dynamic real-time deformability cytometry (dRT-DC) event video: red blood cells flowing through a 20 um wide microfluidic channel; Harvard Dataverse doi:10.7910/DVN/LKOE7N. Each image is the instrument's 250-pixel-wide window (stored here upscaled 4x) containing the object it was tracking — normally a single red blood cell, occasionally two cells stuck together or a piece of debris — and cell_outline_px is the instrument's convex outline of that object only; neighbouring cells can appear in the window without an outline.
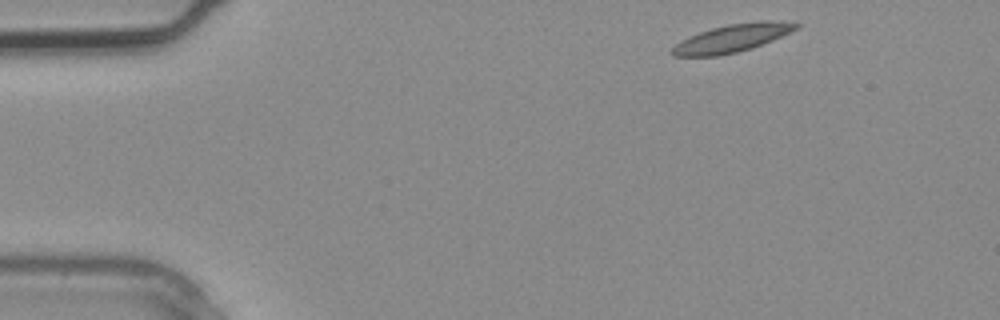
{"species": "common noctule bat (a hibernating species)", "species_latin": "Nyctalus noctula", "temperature_condition": "warm", "stored_images_in_passage": 3, "segment_of_instrument_passage": [1, 2], "camera_frame_rate_fps": 3000, "um_per_image_px": 0.085, "animal": {"sex": "male", "body_mass_g": 20.4}, "frame": {"image": 1, "passage_image": 1, "time_ms": 0.0, "image_size_px": [1000, 320], "cell_outline_px": [[804, 24], [800, 28], [772, 40], [752, 48], [720, 56], [672, 56], [668, 52], [680, 40], [700, 32], [712, 28], [728, 24], [756, 20], [780, 20]], "centroid_in_image_um": [62.28, 3.23], "position_along_channel_um": 22.7, "area_um2": 20.46}}